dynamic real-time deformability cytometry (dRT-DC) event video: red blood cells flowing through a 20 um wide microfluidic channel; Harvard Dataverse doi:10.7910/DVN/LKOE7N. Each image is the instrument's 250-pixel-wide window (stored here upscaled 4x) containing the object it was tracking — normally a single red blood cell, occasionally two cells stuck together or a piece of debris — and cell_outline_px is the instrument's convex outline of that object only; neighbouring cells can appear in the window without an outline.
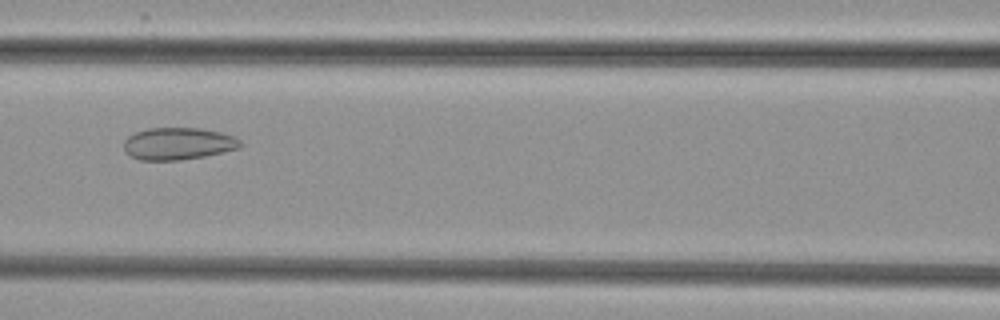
{"species": "common noctule bat (a hibernating species)", "species_latin": "Nyctalus noctula", "temperature_condition": "cold", "stored_images_in_passage": 38, "camera_frame_rate_fps": 3000, "um_per_image_px": 0.085, "animal": {"sex": "female", "body_mass_g": 29.2, "forearm_length_mm": 56.3}, "frame": {"image": 1, "passage_image": 9, "time_ms": 2.667, "image_size_px": [1000, 320], "cell_outline_px": [[244, 144], [240, 148], [204, 156], [180, 160], [140, 160], [128, 156], [124, 152], [124, 140], [128, 136], [136, 132], [148, 128], [200, 128], [220, 132], [236, 136]], "centroid_in_image_um": [15.14, 12.21], "position_along_channel_um": 151.5, "area_um2": 22.08}}
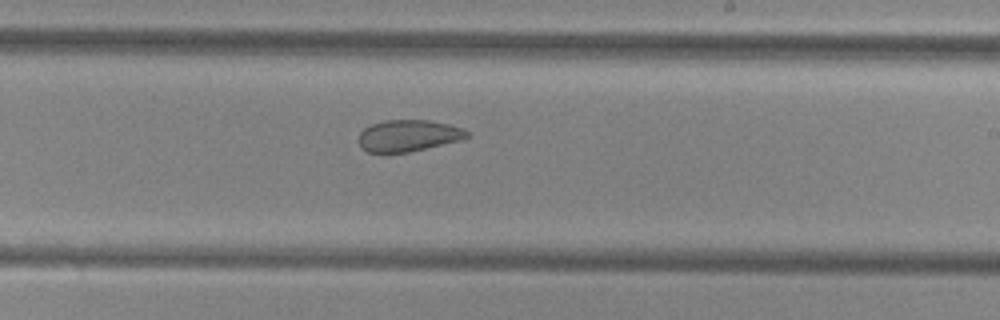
{"frame": {"image": 2, "passage_image": 17, "time_ms": 5.333, "image_size_px": [1000, 320], "cell_outline_px": [[468, 136], [460, 140], [408, 152], [368, 152], [360, 144], [360, 132], [364, 128], [372, 124], [384, 120], [428, 120], [448, 124], [464, 128], [468, 132]], "centroid_in_image_um": [34.72, 11.51], "position_along_channel_um": 254.3, "area_um2": 19.59}}
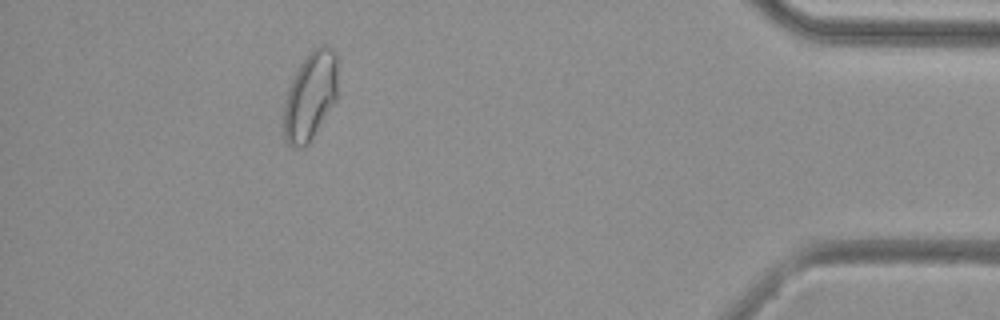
{"frame": {"image": 3, "passage_image": 33, "time_ms": 10.667, "image_size_px": [1000, 320], "cell_outline_px": [[336, 100], [312, 140], [304, 148], [292, 148], [284, 140], [284, 104], [288, 88], [296, 68], [304, 56], [312, 48], [320, 44], [328, 44], [336, 52]], "centroid_in_image_um": [26.36, 8.14], "position_along_channel_um": 408.8, "area_um2": 28.44}}